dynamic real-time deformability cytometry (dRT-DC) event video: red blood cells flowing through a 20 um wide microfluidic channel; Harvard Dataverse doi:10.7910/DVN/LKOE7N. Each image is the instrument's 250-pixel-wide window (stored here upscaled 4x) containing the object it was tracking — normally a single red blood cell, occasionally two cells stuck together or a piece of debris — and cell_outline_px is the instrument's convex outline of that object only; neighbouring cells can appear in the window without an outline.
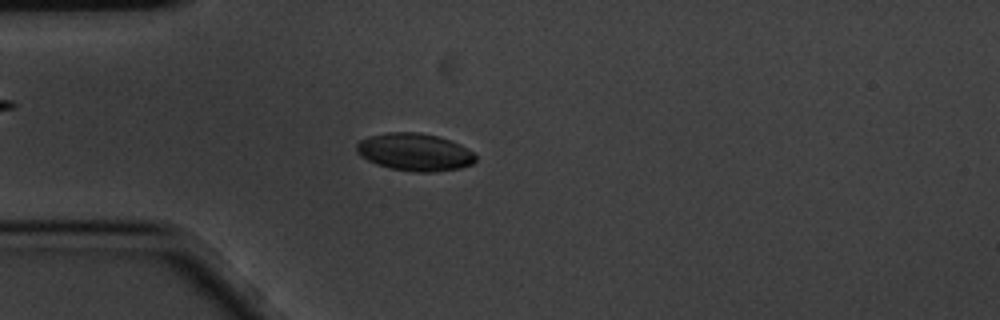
{"species": "common noctule bat (a hibernating species)", "species_latin": "Nyctalus noctula", "temperature_condition": "cold", "stored_images_in_passage": 2, "camera_frame_rate_fps": 3000, "um_per_image_px": 0.085, "animal": {"sex": "male", "body_mass_g": 20.1, "forearm_length_mm": 53.5}, "frame": {"image": 1, "passage_image": 2, "time_ms": 0.333, "image_size_px": [1000, 320], "cell_outline_px": [[476, 160], [472, 164], [460, 168], [436, 172], [412, 172], [392, 168], [376, 164], [360, 156], [356, 152], [356, 144], [360, 140], [368, 136], [388, 132], [420, 132], [436, 136], [460, 144], [468, 148], [476, 156]], "centroid_in_image_um": [35.24, 12.93], "position_along_channel_um": 49.8, "area_um2": 26.13}}